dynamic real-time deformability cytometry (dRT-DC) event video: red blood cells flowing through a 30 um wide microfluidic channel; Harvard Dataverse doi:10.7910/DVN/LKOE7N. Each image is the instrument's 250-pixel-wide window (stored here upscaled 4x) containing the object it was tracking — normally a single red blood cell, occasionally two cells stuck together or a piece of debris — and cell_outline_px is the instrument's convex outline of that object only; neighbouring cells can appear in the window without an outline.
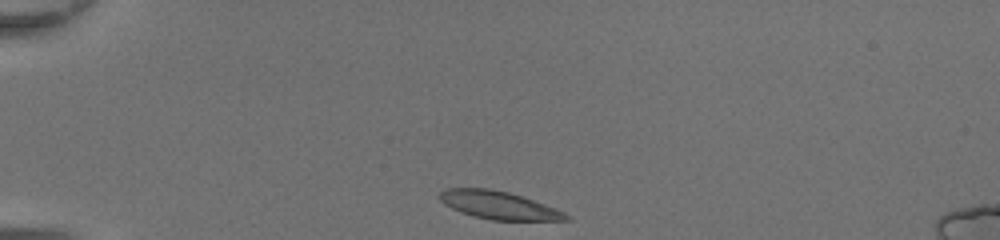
{"species": "common noctule bat (a hibernating species)", "species_latin": "Nyctalus noctula", "temperature_condition": "room temperature", "stored_images_in_passage": 32, "camera_frame_rate_fps": 3000, "um_per_image_px": 0.085, "animal": {"sex": "female", "body_mass_g": 20.0, "forearm_length_mm": 54.0}, "frame": {"image": 1, "passage_image": 1, "time_ms": 0.0, "image_size_px": [1000, 240], "cell_outline_px": [[572, 220], [492, 220], [472, 216], [460, 212], [444, 204], [436, 196], [440, 192], [448, 188], [488, 188], [508, 192], [556, 208], [564, 212]], "centroid_in_image_um": [42.34, 17.44], "position_along_channel_um": 42.7, "area_um2": 20.46}}
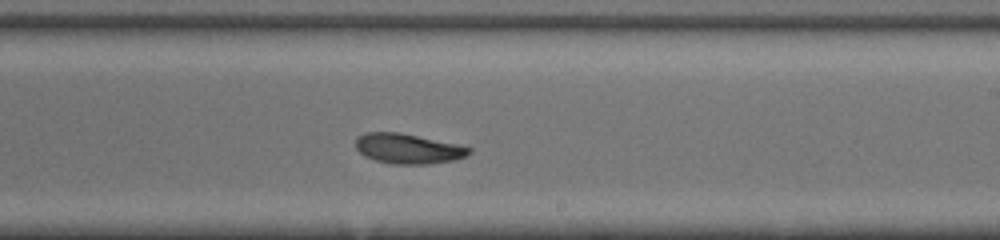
{"frame": {"image": 2, "passage_image": 19, "time_ms": 6.0, "image_size_px": [1000, 240], "cell_outline_px": [[472, 152], [456, 160], [428, 164], [392, 164], [376, 160], [364, 156], [356, 148], [356, 140], [364, 132], [400, 132], [456, 144], [472, 148]], "centroid_in_image_um": [34.68, 12.64], "position_along_channel_um": 254.3, "area_um2": 19.77}}
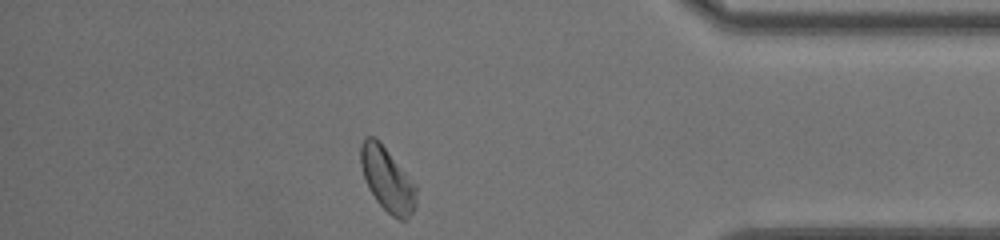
{"frame": {"image": 3, "passage_image": 31, "time_ms": 10.0, "image_size_px": [1000, 240], "cell_outline_px": [[416, 208], [408, 220], [400, 220], [392, 216], [376, 200], [368, 188], [360, 164], [360, 144], [364, 136], [372, 136], [380, 140], [416, 184]], "centroid_in_image_um": [32.93, 15.23], "position_along_channel_um": 402.3, "area_um2": 21.1}, "authors_computed_cell_mechanics": {"area_um2": 20.519, "velocity_mm_per_s": 4.3461, "shape_relaxation_time_tau1_ms": 3.3074, "shape_relaxation_time_tau2_ms": 10.4719, "deformation_change_tau1": 0.1033, "deformation_change_tau2": 0.1858}}